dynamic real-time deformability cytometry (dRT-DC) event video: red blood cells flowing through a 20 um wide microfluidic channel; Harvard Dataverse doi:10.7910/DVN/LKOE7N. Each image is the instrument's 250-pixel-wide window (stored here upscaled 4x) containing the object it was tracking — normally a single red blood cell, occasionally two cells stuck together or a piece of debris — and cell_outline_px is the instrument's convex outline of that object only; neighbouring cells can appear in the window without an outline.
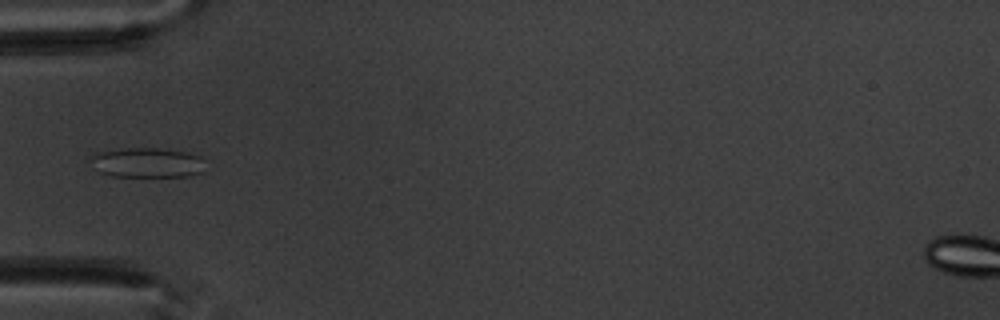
{"species": "common noctule bat (a hibernating species)", "species_latin": "Nyctalus noctula", "temperature_condition": "warm", "stored_images_in_passage": 5, "camera_frame_rate_fps": 3000, "um_per_image_px": 0.085, "animal": {"sex": "male", "body_mass_g": 20.1, "forearm_length_mm": 53.5}, "frame": {"image": 1, "passage_image": 5, "time_ms": 5.0, "image_size_px": [1000, 320], "cell_outline_px": [[204, 160], [200, 172], [188, 176], [112, 176], [100, 172], [88, 160], [92, 156], [100, 152], [124, 148], [156, 148], [188, 152], [200, 156]], "centroid_in_image_um": [12.49, 13.82], "position_along_channel_um": 72.5, "area_um2": 19.71}}